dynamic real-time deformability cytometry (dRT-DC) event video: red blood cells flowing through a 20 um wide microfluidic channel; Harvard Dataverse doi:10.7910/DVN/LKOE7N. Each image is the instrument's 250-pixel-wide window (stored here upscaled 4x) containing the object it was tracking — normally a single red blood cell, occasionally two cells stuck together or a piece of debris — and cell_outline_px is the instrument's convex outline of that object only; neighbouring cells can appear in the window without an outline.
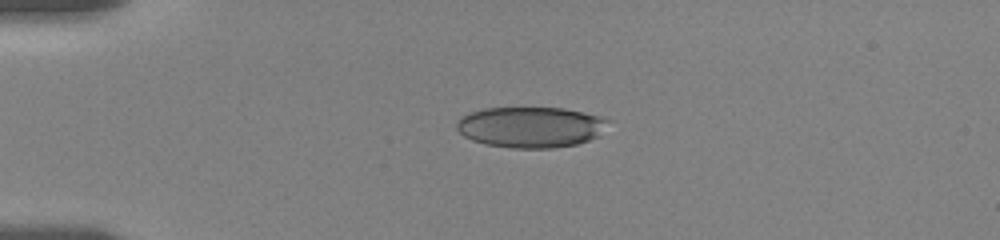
{"species": "human", "species_latin": "Homo sapiens", "temperature_condition": "room temperature", "stored_images_in_passage": 6, "camera_frame_rate_fps": 3000, "um_per_image_px": 0.085, "donor": {"sex": "female"}, "frame": {"image": 1, "passage_image": 5, "time_ms": 4.333, "image_size_px": [1000, 240], "cell_outline_px": [[608, 120], [600, 136], [576, 144], [552, 148], [512, 148], [484, 144], [472, 140], [464, 136], [456, 128], [456, 124], [460, 116], [484, 108], [564, 108], [600, 116]], "centroid_in_image_um": [45.08, 10.81], "position_along_channel_um": 39.9, "area_um2": 35.95}}